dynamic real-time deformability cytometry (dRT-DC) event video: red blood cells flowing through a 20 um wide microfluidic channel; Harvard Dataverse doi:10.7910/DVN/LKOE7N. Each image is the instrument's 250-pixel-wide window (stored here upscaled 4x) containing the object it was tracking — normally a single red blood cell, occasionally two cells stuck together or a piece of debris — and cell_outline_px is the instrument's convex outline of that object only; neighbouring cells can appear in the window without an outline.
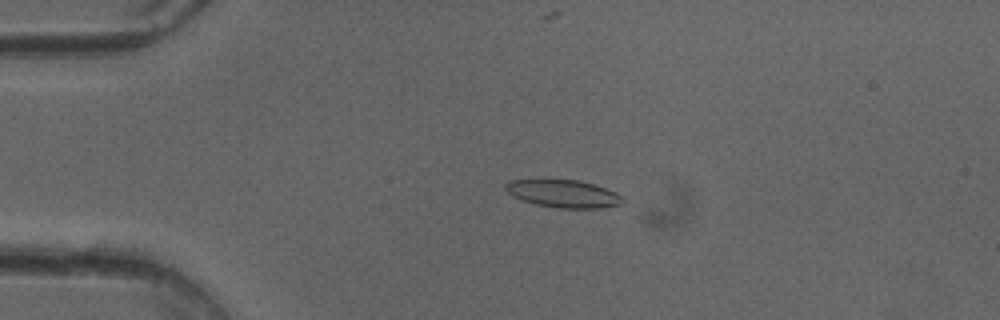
{"species": "common noctule bat (a hibernating species)", "species_latin": "Nyctalus noctula", "temperature_condition": "cold", "stored_images_in_passage": 51, "camera_frame_rate_fps": 3000, "um_per_image_px": 0.085, "animal": {"sex": "female"}, "frame": {"image": 1, "passage_image": 11, "time_ms": 3.333, "image_size_px": [1000, 320], "cell_outline_px": [[624, 200], [620, 204], [600, 208], [556, 208], [536, 204], [520, 200], [512, 196], [504, 188], [504, 184], [508, 180], [580, 180], [616, 192], [624, 196]], "centroid_in_image_um": [47.86, 16.47], "position_along_channel_um": 37.1, "area_um2": 18.9}}
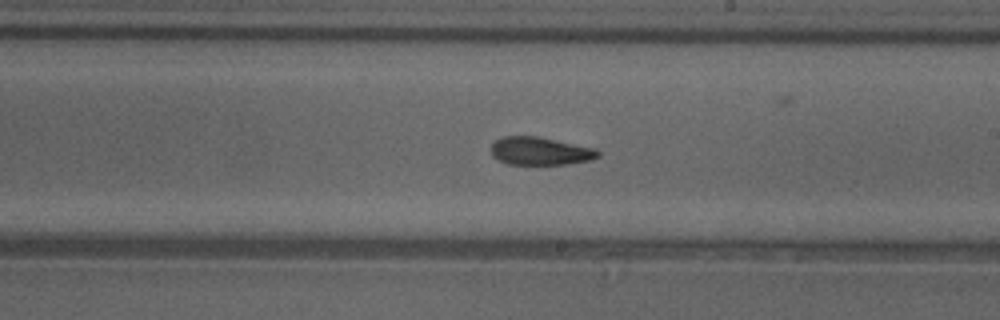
{"frame": {"image": 2, "passage_image": 29, "time_ms": 9.333, "image_size_px": [1000, 320], "cell_outline_px": [[600, 156], [592, 160], [568, 164], [508, 164], [492, 156], [492, 144], [496, 140], [504, 136], [536, 136], [596, 148], [600, 152]], "centroid_in_image_um": [45.96, 12.84], "position_along_channel_um": 243.0, "area_um2": 17.4}}
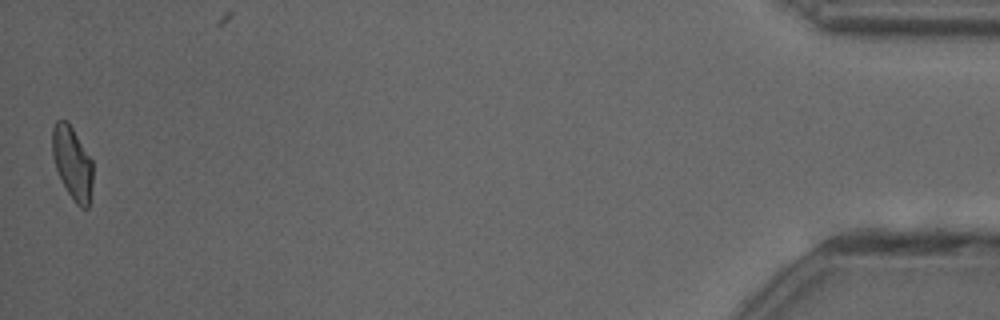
{"frame": {"image": 3, "passage_image": 50, "time_ms": 16.333, "image_size_px": [1000, 320], "cell_outline_px": [[92, 184], [88, 208], [80, 208], [76, 204], [68, 192], [56, 168], [52, 156], [52, 128], [56, 120], [68, 120], [92, 160]], "centroid_in_image_um": [6.14, 13.82], "position_along_channel_um": 429.1, "area_um2": 17.11}, "authors_computed_cell_mechanics": {"area_um2": 18.3804, "velocity_mm_per_s": 4.0547, "shape_relaxation_time_tau1_ms": 7.2019, "shape_relaxation_time_tau2_ms": 3.2081, "deformation_change_tau1": 0.1792, "deformation_change_tau2": 0.1144}}